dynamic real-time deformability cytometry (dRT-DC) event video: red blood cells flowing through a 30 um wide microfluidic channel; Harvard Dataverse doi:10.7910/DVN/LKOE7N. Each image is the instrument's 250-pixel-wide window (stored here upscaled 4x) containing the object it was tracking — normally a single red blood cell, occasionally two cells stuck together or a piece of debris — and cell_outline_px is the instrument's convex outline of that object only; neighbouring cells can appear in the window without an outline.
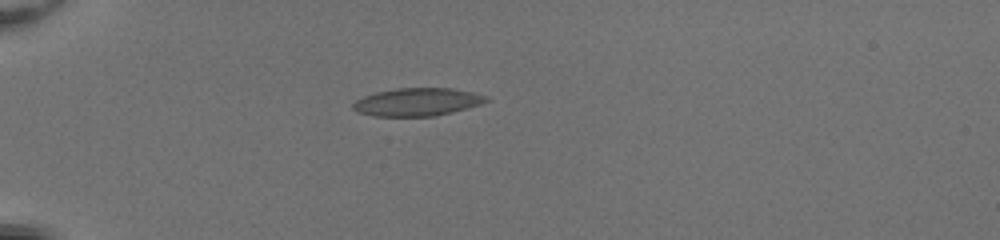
{"species": "common noctule bat (a hibernating species)", "species_latin": "Nyctalus noctula", "temperature_condition": "room temperature", "stored_images_in_passage": 37, "camera_frame_rate_fps": 3000, "um_per_image_px": 0.085, "animal": {"sex": "female", "body_mass_g": 20.0, "forearm_length_mm": 54.0}, "frame": {"image": 1, "passage_image": 1, "time_ms": 0.0, "image_size_px": [1000, 240], "cell_outline_px": [[488, 100], [480, 104], [452, 112], [436, 116], [372, 116], [356, 112], [352, 108], [352, 104], [356, 100], [364, 96], [376, 92], [396, 88], [452, 88], [472, 92], [488, 96]], "centroid_in_image_um": [35.43, 8.67], "position_along_channel_um": 49.6, "area_um2": 21.68}}
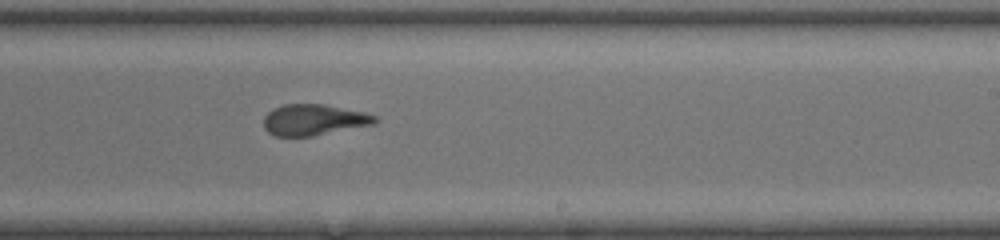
{"frame": {"image": 2, "passage_image": 19, "time_ms": 6.0, "image_size_px": [1000, 240], "cell_outline_px": [[380, 120], [376, 124], [312, 136], [276, 136], [268, 132], [264, 128], [264, 116], [272, 108], [284, 104], [324, 104], [364, 112], [376, 116]], "centroid_in_image_um": [26.69, 10.18], "position_along_channel_um": 262.3, "area_um2": 20.29}}
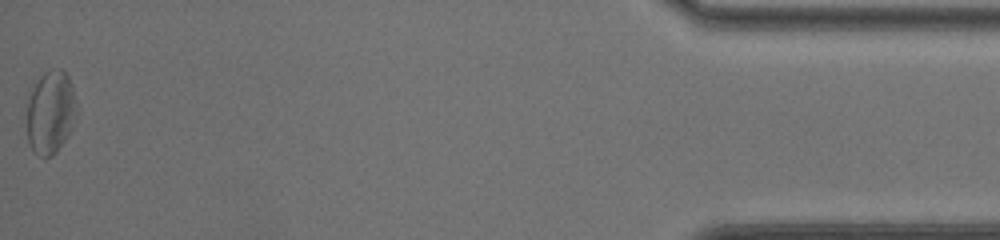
{"frame": {"image": 3, "passage_image": 37, "time_ms": 12.0, "image_size_px": [1000, 240], "cell_outline_px": [[72, 128], [68, 136], [56, 152], [52, 156], [40, 156], [32, 148], [28, 140], [28, 100], [40, 76], [48, 68], [60, 68], [68, 76], [72, 88]], "centroid_in_image_um": [4.26, 9.54], "position_along_channel_um": 430.9, "area_um2": 23.0}, "authors_computed_cell_mechanics": {"area_um2": 21.2704, "velocity_mm_per_s": 4.1128, "shape_relaxation_time_tau1_ms": 9.2479, "shape_relaxation_time_tau2_ms": 1.7453, "deformation_change_tau1": 0.2326, "deformation_change_tau2": 0.0862}}